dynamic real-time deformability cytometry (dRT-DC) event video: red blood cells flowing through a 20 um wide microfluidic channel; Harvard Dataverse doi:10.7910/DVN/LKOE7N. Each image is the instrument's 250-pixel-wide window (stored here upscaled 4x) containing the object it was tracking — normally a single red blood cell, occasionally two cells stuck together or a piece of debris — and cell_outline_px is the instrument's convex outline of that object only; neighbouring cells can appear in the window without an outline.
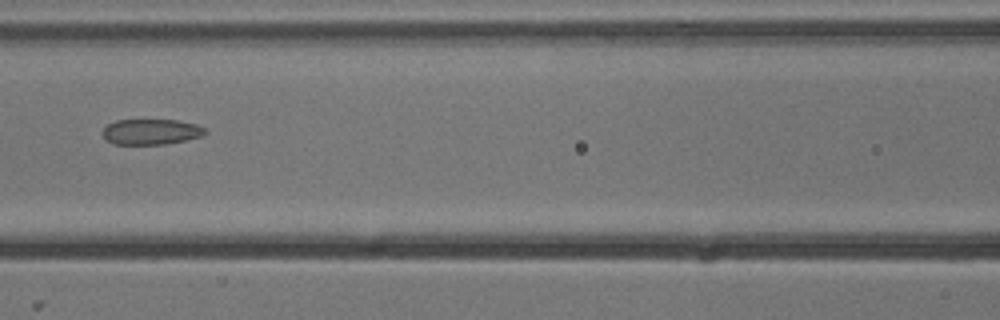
{"species": "common noctule bat (a hibernating species)", "species_latin": "Nyctalus noctula", "temperature_condition": "cold", "stored_images_in_passage": 6, "camera_frame_rate_fps": 3000, "um_per_image_px": 0.085, "animal": {"sex": "male", "body_mass_g": 13.3}, "frame": {"image": 1, "passage_image": 3, "time_ms": 0.667, "image_size_px": [1000, 320], "cell_outline_px": [[208, 132], [200, 136], [184, 140], [164, 144], [112, 144], [104, 140], [104, 128], [108, 124], [116, 120], [176, 120], [196, 124], [204, 128]], "centroid_in_image_um": [12.81, 11.2], "position_along_channel_um": 153.8, "area_um2": 15.14}}
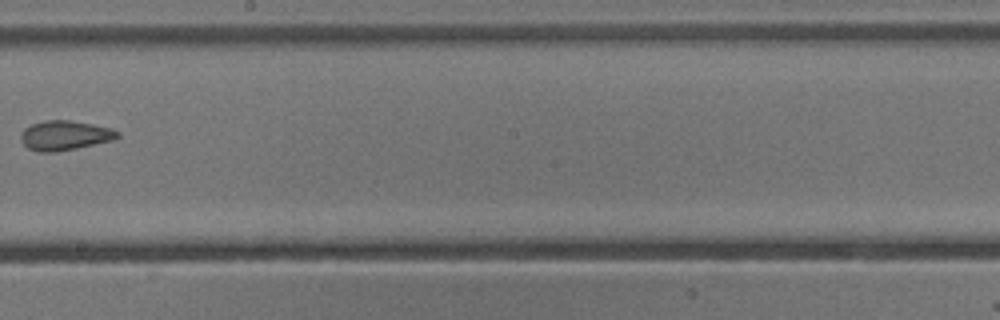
{"frame": {"image": 2, "passage_image": 5, "time_ms": 1.333, "image_size_px": [1000, 320], "cell_outline_px": [[120, 136], [112, 140], [76, 148], [56, 152], [40, 152], [28, 148], [20, 140], [20, 132], [24, 128], [32, 124], [44, 120], [68, 120], [92, 124], [112, 128], [120, 132]], "centroid_in_image_um": [5.49, 11.5], "position_along_channel_um": 242.7, "area_um2": 16.7}}
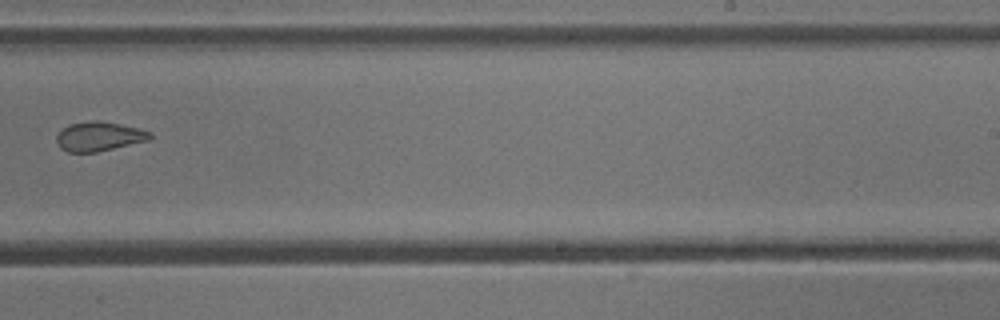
{"frame": {"image": 3, "passage_image": 6, "time_ms": 1.667, "image_size_px": [1000, 320], "cell_outline_px": [[152, 136], [148, 140], [96, 152], [68, 152], [60, 148], [56, 140], [56, 136], [68, 124], [92, 120], [100, 120], [140, 128], [152, 132]], "centroid_in_image_um": [8.42, 11.58], "position_along_channel_um": 280.6, "area_um2": 15.95}}